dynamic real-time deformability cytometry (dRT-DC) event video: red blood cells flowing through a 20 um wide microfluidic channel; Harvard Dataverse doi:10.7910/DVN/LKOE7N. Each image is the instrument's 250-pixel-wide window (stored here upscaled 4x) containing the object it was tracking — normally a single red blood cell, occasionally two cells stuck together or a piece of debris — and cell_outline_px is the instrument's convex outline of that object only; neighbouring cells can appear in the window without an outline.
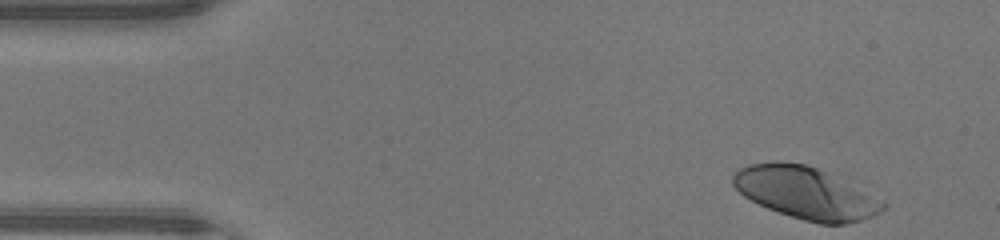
{"species": "human", "species_latin": "Homo sapiens", "temperature_condition": "warm", "stored_images_in_passage": 36, "camera_frame_rate_fps": 3000, "um_per_image_px": 0.085, "donor": {"sex": "male"}, "frame": {"image": 1, "passage_image": 1, "time_ms": 0.0, "image_size_px": [1000, 240], "cell_outline_px": [[888, 204], [880, 212], [872, 216], [860, 220], [844, 224], [820, 224], [804, 220], [768, 208], [744, 196], [732, 184], [732, 176], [740, 168], [748, 164], [804, 164], [816, 168]], "centroid_in_image_um": [68.45, 16.44], "position_along_channel_um": 16.5, "area_um2": 43.58}}
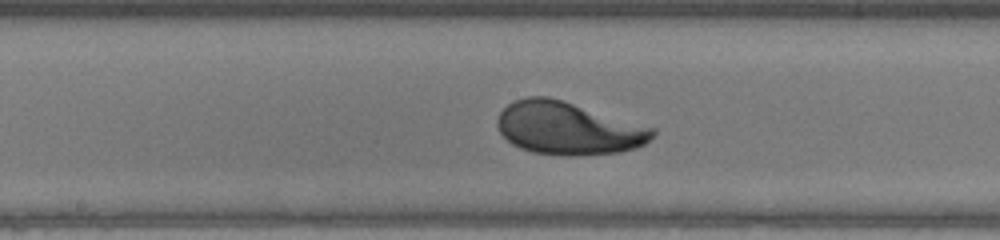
{"frame": {"image": 2, "passage_image": 21, "time_ms": 6.667, "image_size_px": [1000, 240], "cell_outline_px": [[656, 132], [644, 144], [636, 148], [620, 152], [576, 156], [564, 156], [532, 152], [520, 148], [512, 144], [500, 132], [496, 124], [496, 120], [500, 112], [512, 100], [528, 96], [548, 96], [564, 100], [656, 128]], "centroid_in_image_um": [48.28, 10.9], "position_along_channel_um": 199.9, "area_um2": 48.09}}
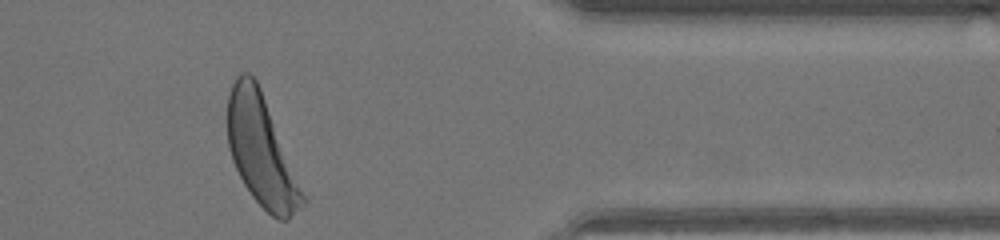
{"frame": {"image": 3, "passage_image": 36, "time_ms": 11.667, "image_size_px": [1000, 240], "cell_outline_px": [[308, 200], [288, 220], [276, 220], [252, 196], [244, 184], [232, 160], [228, 148], [228, 96], [232, 84], [236, 76], [240, 72], [248, 72], [256, 80], [260, 88]], "centroid_in_image_um": [22.22, 12.84], "position_along_channel_um": 389.2, "area_um2": 47.86}}